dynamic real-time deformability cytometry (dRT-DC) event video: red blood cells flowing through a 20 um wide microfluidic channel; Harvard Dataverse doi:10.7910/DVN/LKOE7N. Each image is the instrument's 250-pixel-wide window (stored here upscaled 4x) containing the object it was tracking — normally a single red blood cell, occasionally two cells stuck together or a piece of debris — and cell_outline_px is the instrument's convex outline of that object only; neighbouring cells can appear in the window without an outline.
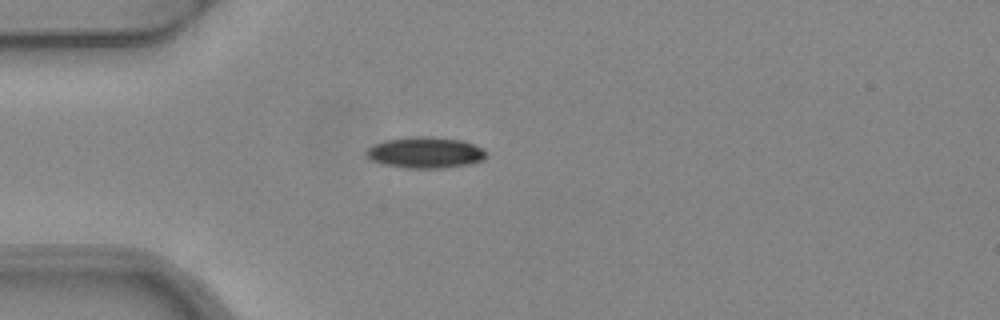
{"species": "common noctule bat (a hibernating species)", "species_latin": "Nyctalus noctula", "temperature_condition": "warm", "stored_images_in_passage": 2, "camera_frame_rate_fps": 3000, "um_per_image_px": 0.085, "animal": {"sex": "female", "body_mass_g": 24.6, "forearm_length_mm": 56.2}, "frame": {"image": 1, "passage_image": 1, "time_ms": 0.0, "image_size_px": [1000, 320], "cell_outline_px": [[488, 152], [484, 160], [468, 164], [440, 168], [404, 168], [384, 164], [372, 160], [364, 152], [372, 144], [384, 140], [416, 136], [428, 136], [464, 140], [484, 148]], "centroid_in_image_um": [36.18, 12.95], "position_along_channel_um": 48.8, "area_um2": 21.96}}